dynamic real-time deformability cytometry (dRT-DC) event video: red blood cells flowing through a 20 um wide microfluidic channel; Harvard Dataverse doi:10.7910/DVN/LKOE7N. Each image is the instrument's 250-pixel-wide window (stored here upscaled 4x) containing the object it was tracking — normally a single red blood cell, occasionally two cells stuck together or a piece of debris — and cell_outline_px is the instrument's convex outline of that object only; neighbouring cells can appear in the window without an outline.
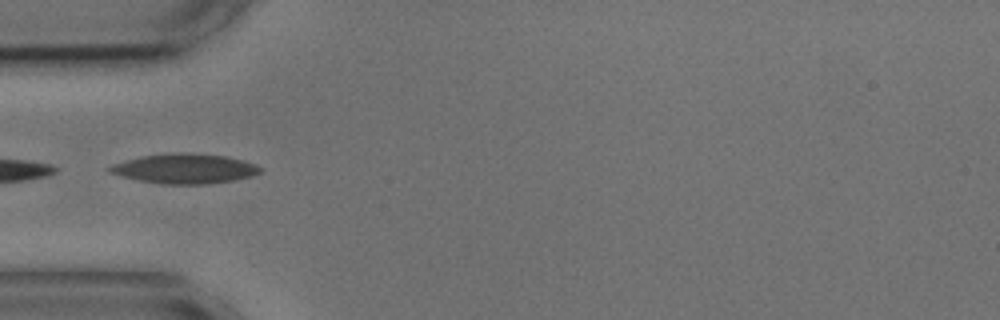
{"species": "common noctule bat (a hibernating species)", "species_latin": "Nyctalus noctula", "temperature_condition": "cold", "stored_images_in_passage": 5, "camera_frame_rate_fps": 3000, "um_per_image_px": 0.085, "animal": {"sex": "male", "body_mass_g": 17.9, "forearm_length_mm": 54.2}, "frame": {"image": 1, "passage_image": 3, "time_ms": 3.333, "image_size_px": [1000, 320], "cell_outline_px": [[264, 172], [252, 176], [232, 180], [204, 184], [164, 184], [140, 180], [108, 172], [104, 168], [112, 164], [144, 156], [180, 152], [184, 152], [224, 156], [244, 160], [256, 164], [264, 168]], "centroid_in_image_um": [15.75, 14.33], "position_along_channel_um": 69.2, "area_um2": 25.95}}